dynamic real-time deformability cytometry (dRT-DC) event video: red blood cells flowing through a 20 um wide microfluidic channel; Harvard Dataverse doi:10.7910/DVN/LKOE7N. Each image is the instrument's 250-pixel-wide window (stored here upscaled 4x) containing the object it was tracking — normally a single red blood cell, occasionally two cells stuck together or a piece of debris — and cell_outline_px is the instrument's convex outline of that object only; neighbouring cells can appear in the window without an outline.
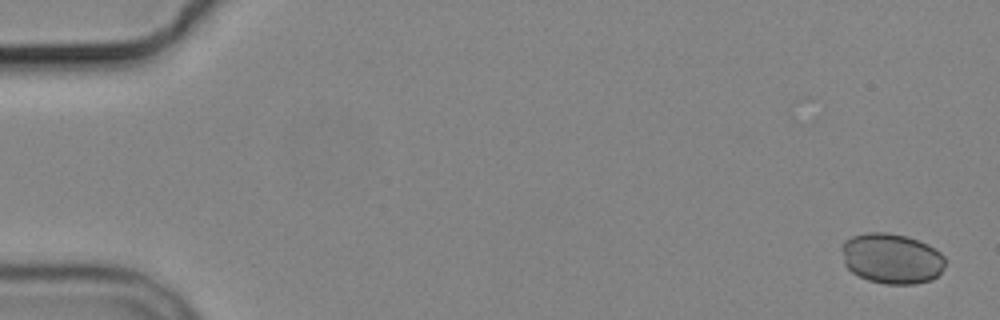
{"species": "common noctule bat (a hibernating species)", "species_latin": "Nyctalus noctula", "temperature_condition": "cold", "stored_images_in_passage": 4, "camera_frame_rate_fps": 3000, "um_per_image_px": 0.085, "animal": {"sex": "male", "body_mass_g": 19.2, "forearm_length_mm": 51.8}, "frame": {"image": 1, "passage_image": 4, "time_ms": 6.0, "image_size_px": [1000, 320], "cell_outline_px": [[944, 264], [940, 272], [932, 280], [916, 284], [884, 284], [868, 280], [852, 272], [844, 264], [840, 248], [844, 240], [852, 236], [868, 232], [884, 232], [904, 236], [928, 244], [940, 252], [944, 256]], "centroid_in_image_um": [75.76, 21.98], "position_along_channel_um": 9.2, "area_um2": 30.4}}